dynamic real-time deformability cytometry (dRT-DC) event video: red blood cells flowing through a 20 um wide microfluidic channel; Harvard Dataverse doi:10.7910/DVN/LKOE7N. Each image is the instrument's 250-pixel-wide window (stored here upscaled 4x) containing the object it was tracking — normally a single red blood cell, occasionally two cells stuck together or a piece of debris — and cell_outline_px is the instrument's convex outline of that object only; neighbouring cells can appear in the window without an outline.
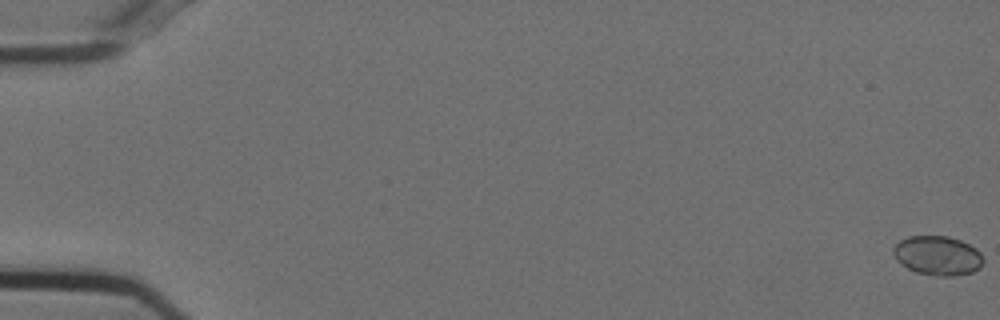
{"species": "Egyptian fruit bat (a non-hibernating species)", "species_latin": "Rousettus aegyptiacus", "temperature_condition": "cold", "stored_images_in_passage": 56, "camera_frame_rate_fps": 3000, "um_per_image_px": 0.085, "animal": {"sex": "female"}, "frame": {"image": 1, "passage_image": 1, "time_ms": 0.0, "image_size_px": [1000, 320], "cell_outline_px": [[984, 260], [980, 268], [972, 272], [952, 276], [940, 276], [916, 272], [900, 264], [896, 260], [892, 252], [892, 248], [900, 240], [908, 236], [948, 236], [960, 240], [976, 248], [980, 252]], "centroid_in_image_um": [79.68, 21.72], "position_along_channel_um": 5.3, "area_um2": 20.69}}
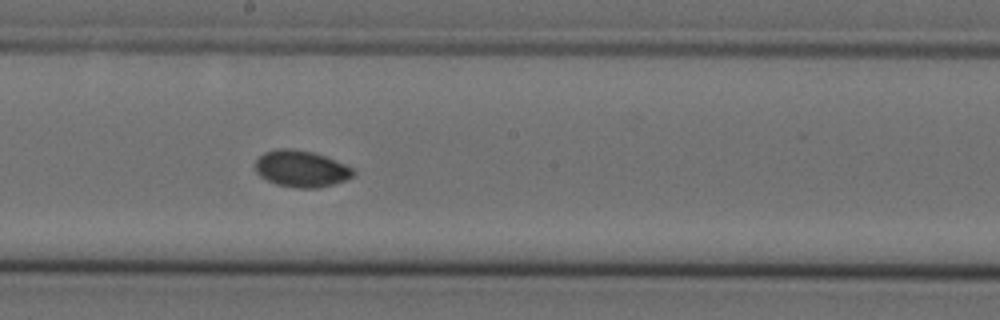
{"frame": {"image": 2, "passage_image": 32, "time_ms": 10.333, "image_size_px": [1000, 320], "cell_outline_px": [[356, 172], [352, 176], [344, 180], [332, 184], [316, 188], [296, 188], [276, 184], [260, 176], [256, 172], [256, 160], [264, 152], [276, 148], [288, 148], [312, 152], [324, 156], [344, 164], [352, 168]], "centroid_in_image_um": [25.57, 14.34], "position_along_channel_um": 222.6, "area_um2": 20.63}}
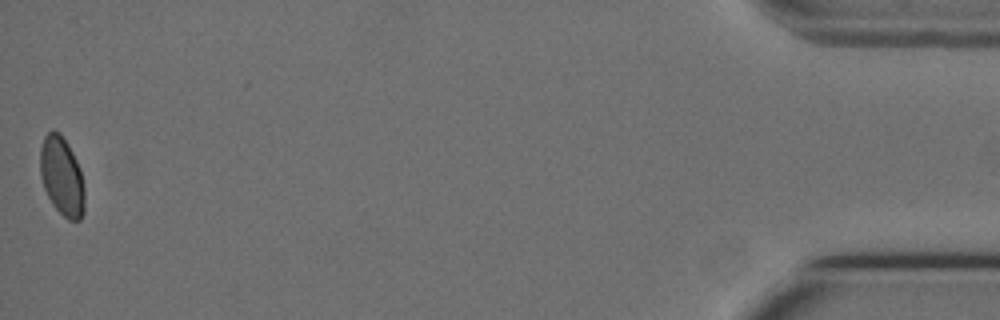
{"frame": {"image": 3, "passage_image": 56, "time_ms": 18.333, "image_size_px": [1000, 320], "cell_outline_px": [[84, 212], [80, 220], [68, 220], [52, 204], [44, 188], [40, 176], [40, 148], [44, 136], [52, 128], [60, 132], [68, 144], [80, 168], [84, 188]], "centroid_in_image_um": [5.25, 14.96], "position_along_channel_um": 430.0, "area_um2": 20.52}, "authors_computed_cell_mechanics": {"area_um2": 20.2011, "velocity_mm_per_s": 3.7281, "shape_relaxation_time_tau1_ms": null, "shape_relaxation_time_tau2_ms": 2.9642, "deformation_change_tau1": null, "deformation_change_tau2": 0.0274}}